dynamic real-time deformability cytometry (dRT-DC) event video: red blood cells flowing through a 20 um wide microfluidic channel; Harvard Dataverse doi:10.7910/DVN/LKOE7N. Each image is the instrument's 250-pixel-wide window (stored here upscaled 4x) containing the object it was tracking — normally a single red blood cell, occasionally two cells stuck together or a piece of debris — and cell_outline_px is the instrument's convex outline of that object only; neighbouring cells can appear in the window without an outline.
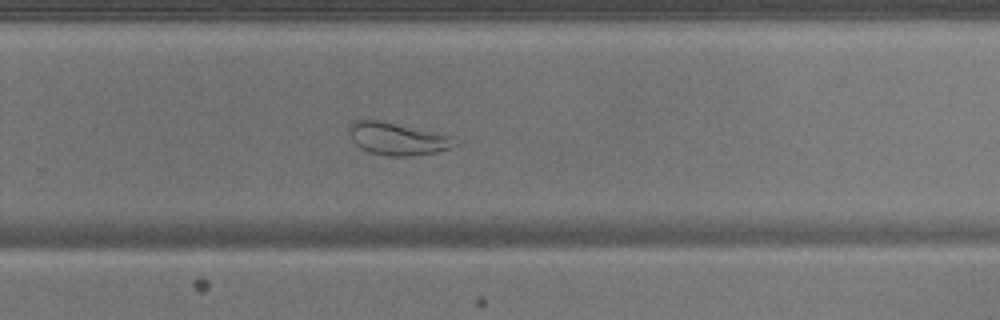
{"species": "common noctule bat (a hibernating species)", "species_latin": "Nyctalus noctula", "temperature_condition": "warm", "stored_images_in_passage": 38, "camera_frame_rate_fps": 3000, "um_per_image_px": 0.085, "animal": {"sex": "male", "body_mass_g": 17.9}, "frame": {"image": 1, "passage_image": 21, "time_ms": 6.667, "image_size_px": [1000, 320], "cell_outline_px": [[460, 144], [452, 148], [436, 152], [412, 156], [388, 156], [372, 152], [360, 148], [352, 140], [348, 132], [348, 124], [356, 120], [380, 120], [452, 136], [460, 140]], "centroid_in_image_um": [33.82, 11.8], "position_along_channel_um": 296.0, "area_um2": 20.17}}
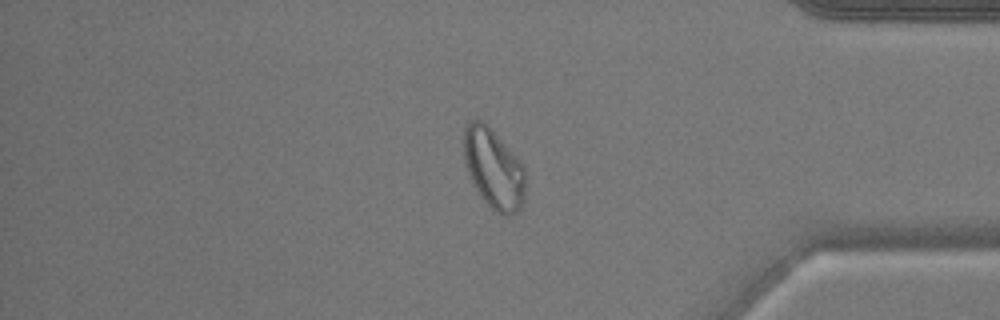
{"frame": {"image": 2, "passage_image": 30, "time_ms": 9.667, "image_size_px": [1000, 320], "cell_outline_px": [[524, 200], [520, 208], [516, 212], [508, 216], [504, 216], [496, 212], [480, 196], [468, 172], [464, 160], [464, 128], [476, 116], [488, 124], [524, 164]], "centroid_in_image_um": [41.96, 14.29], "position_along_channel_um": 393.2, "area_um2": 28.84}}
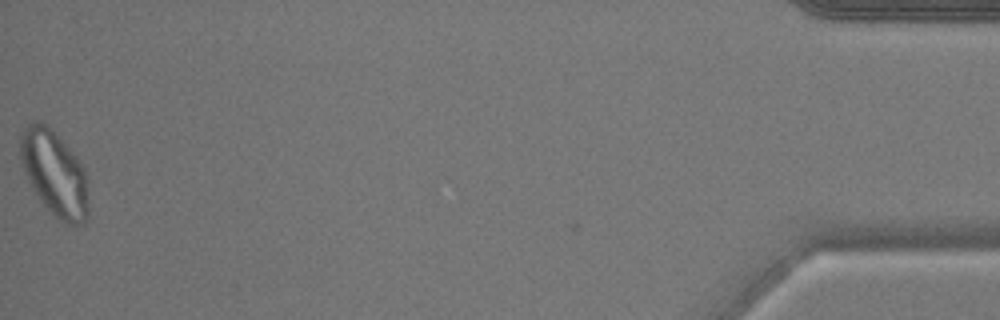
{"frame": {"image": 3, "passage_image": 38, "time_ms": 12.333, "image_size_px": [1000, 320], "cell_outline_px": [[88, 216], [84, 224], [68, 224], [60, 220], [40, 200], [28, 180], [24, 172], [20, 160], [20, 136], [24, 128], [32, 120], [36, 120], [48, 124], [84, 168], [88, 208]], "centroid_in_image_um": [4.6, 14.7], "position_along_channel_um": 430.6, "area_um2": 33.35}}